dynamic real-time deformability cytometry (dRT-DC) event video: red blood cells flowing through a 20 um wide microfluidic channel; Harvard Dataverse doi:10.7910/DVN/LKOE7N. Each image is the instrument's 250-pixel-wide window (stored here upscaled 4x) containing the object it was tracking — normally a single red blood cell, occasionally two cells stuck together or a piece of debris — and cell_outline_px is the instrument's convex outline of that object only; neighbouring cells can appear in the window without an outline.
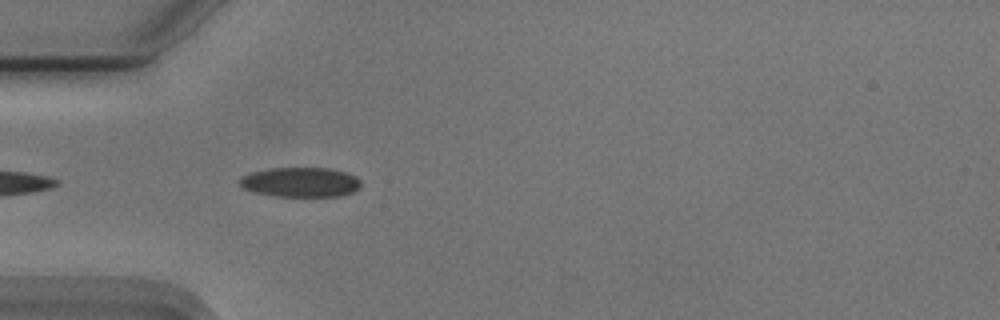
{"species": "Egyptian fruit bat (a non-hibernating species)", "species_latin": "Rousettus aegyptiacus", "temperature_condition": "cold", "stored_images_in_passage": 26, "camera_frame_rate_fps": 3000, "um_per_image_px": 0.085, "animal": {"sex": "male"}, "frame": {"image": 1, "passage_image": 3, "time_ms": 0.667, "image_size_px": [1000, 320], "cell_outline_px": [[360, 188], [352, 192], [340, 196], [272, 196], [240, 188], [240, 180], [244, 176], [252, 172], [272, 168], [332, 168], [356, 176], [360, 180]], "centroid_in_image_um": [25.56, 15.49], "position_along_channel_um": 59.4, "area_um2": 20.92}}
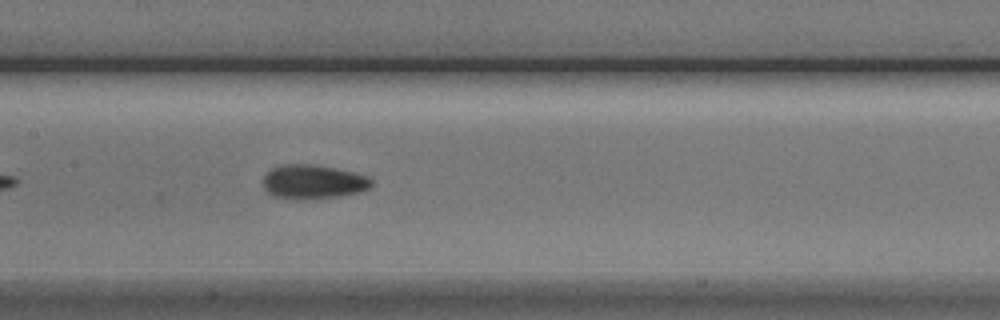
{"frame": {"image": 2, "passage_image": 13, "time_ms": 4.0, "image_size_px": [1000, 320], "cell_outline_px": [[372, 184], [368, 188], [360, 192], [340, 196], [304, 200], [292, 200], [272, 196], [264, 188], [264, 176], [272, 168], [280, 164], [316, 164], [336, 168], [368, 176], [372, 180]], "centroid_in_image_um": [26.6, 15.46], "position_along_channel_um": 180.8, "area_um2": 21.85}}
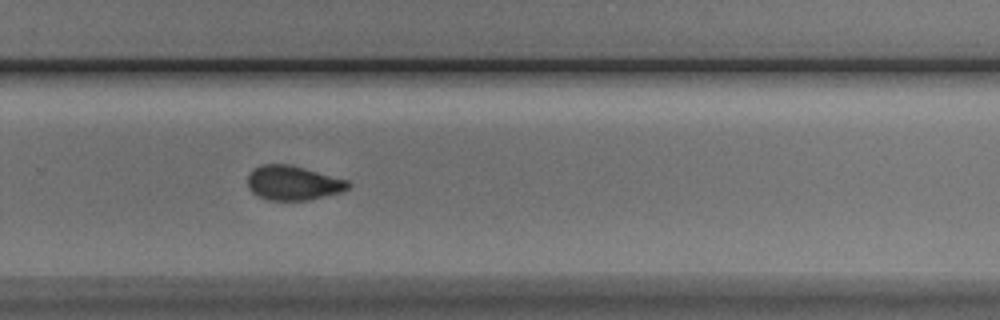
{"frame": {"image": 3, "passage_image": 23, "time_ms": 7.333, "image_size_px": [1000, 320], "cell_outline_px": [[352, 184], [348, 188], [340, 192], [308, 200], [268, 200], [252, 192], [248, 188], [248, 176], [260, 164], [292, 164], [348, 180]], "centroid_in_image_um": [24.93, 15.54], "position_along_channel_um": 304.9, "area_um2": 20.11}}